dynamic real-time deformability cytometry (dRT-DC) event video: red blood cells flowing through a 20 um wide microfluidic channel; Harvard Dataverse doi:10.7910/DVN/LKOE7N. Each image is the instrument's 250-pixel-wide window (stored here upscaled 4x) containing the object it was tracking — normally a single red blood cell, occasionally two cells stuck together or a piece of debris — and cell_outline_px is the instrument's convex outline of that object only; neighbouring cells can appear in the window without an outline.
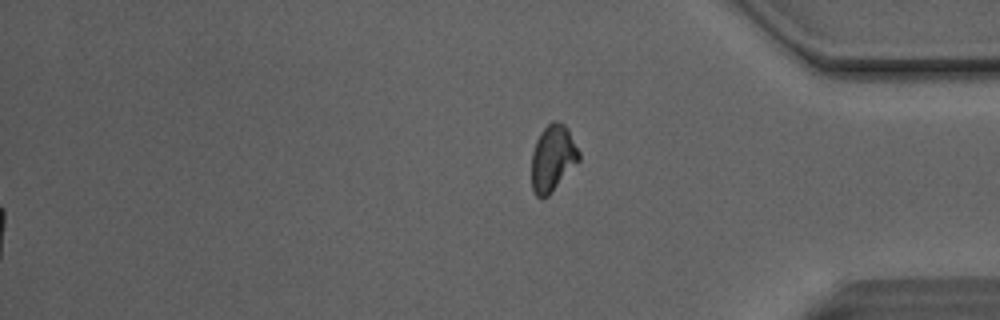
{"species": "Egyptian fruit bat (a non-hibernating species)", "species_latin": "Rousettus aegyptiacus", "temperature_condition": "room temperature", "stored_images_in_passage": 51, "segment_of_instrument_passage": [2, 2], "camera_frame_rate_fps": 3000, "um_per_image_px": 0.085, "animal": {"sex": "male"}, "frame": {"image": 1, "passage_image": 51, "time_ms": 16.667, "image_size_px": [1000, 320], "cell_outline_px": [[580, 160], [548, 196], [540, 200], [536, 196], [532, 188], [532, 152], [536, 140], [540, 132], [552, 120], [556, 120], [564, 124], [568, 128], [580, 152]], "centroid_in_image_um": [46.99, 13.44], "position_along_channel_um": 388.2, "area_um2": 18.5}}